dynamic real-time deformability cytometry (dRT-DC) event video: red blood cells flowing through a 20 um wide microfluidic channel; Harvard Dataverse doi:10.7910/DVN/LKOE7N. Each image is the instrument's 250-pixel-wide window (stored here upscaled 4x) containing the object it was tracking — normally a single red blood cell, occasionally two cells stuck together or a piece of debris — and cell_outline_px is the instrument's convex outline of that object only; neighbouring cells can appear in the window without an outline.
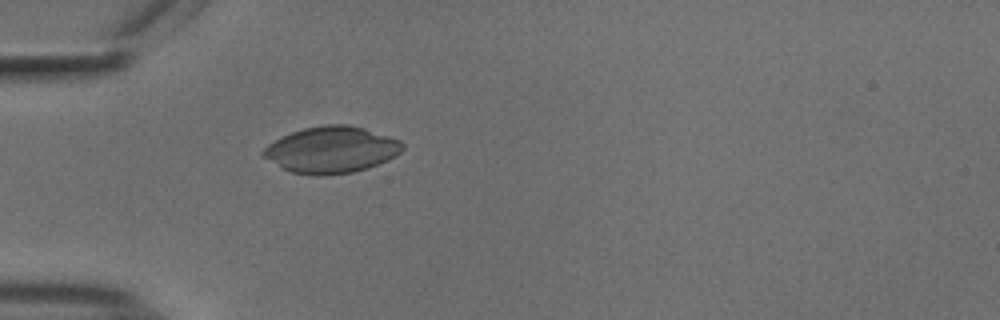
{"species": "common noctule bat (a hibernating species)", "species_latin": "Nyctalus noctula", "temperature_condition": "cold", "stored_images_in_passage": 43, "camera_frame_rate_fps": 3000, "um_per_image_px": 0.085, "animal": {"sex": "male", "body_mass_g": 18.8}, "frame": {"image": 1, "passage_image": 5, "time_ms": 1.333, "image_size_px": [1000, 320], "cell_outline_px": [[404, 148], [396, 156], [388, 160], [368, 168], [352, 172], [324, 176], [312, 176], [292, 172], [260, 156], [260, 152], [268, 144], [292, 132], [304, 128], [324, 124], [348, 124], [364, 128], [400, 140], [404, 144]], "centroid_in_image_um": [28.17, 12.74], "position_along_channel_um": 56.8, "area_um2": 37.8}}
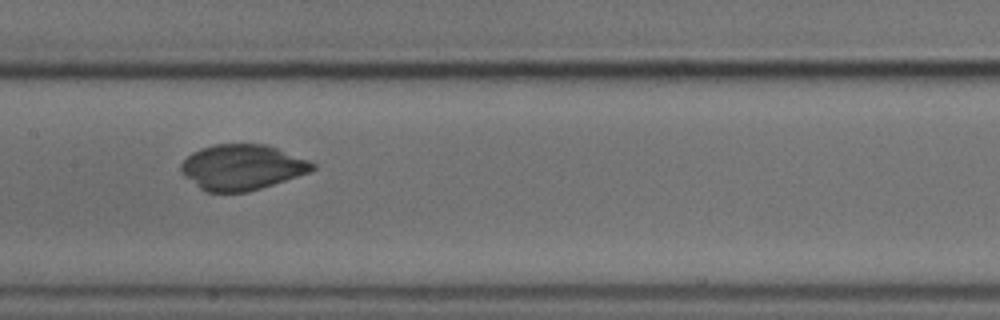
{"frame": {"image": 2, "passage_image": 16, "time_ms": 5.0, "image_size_px": [1000, 320], "cell_outline_px": [[316, 168], [308, 172], [248, 192], [208, 192], [200, 188], [184, 176], [180, 172], [180, 164], [192, 152], [200, 148], [216, 144], [264, 144], [276, 148], [308, 160], [316, 164]], "centroid_in_image_um": [20.53, 14.21], "position_along_channel_um": 186.9, "area_um2": 34.45}}
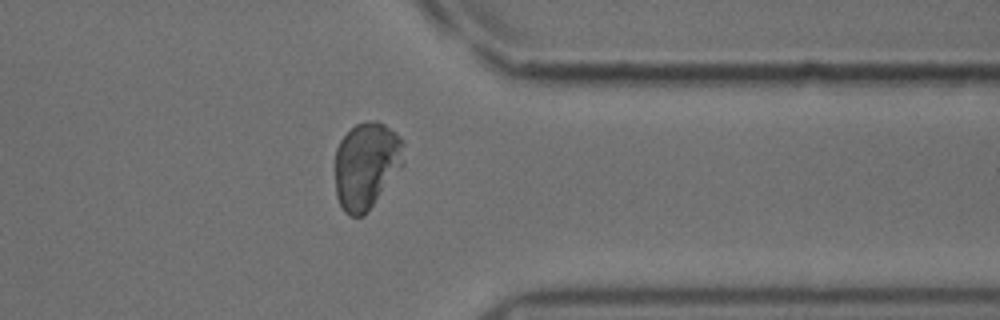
{"frame": {"image": 3, "passage_image": 32, "time_ms": 10.333, "image_size_px": [1000, 320], "cell_outline_px": [[404, 164], [368, 212], [364, 216], [348, 216], [344, 212], [336, 196], [336, 148], [340, 140], [356, 124], [372, 120], [376, 120], [384, 124], [400, 136], [404, 140]], "centroid_in_image_um": [31.16, 14.06], "position_along_channel_um": 380.2, "area_um2": 34.97}}